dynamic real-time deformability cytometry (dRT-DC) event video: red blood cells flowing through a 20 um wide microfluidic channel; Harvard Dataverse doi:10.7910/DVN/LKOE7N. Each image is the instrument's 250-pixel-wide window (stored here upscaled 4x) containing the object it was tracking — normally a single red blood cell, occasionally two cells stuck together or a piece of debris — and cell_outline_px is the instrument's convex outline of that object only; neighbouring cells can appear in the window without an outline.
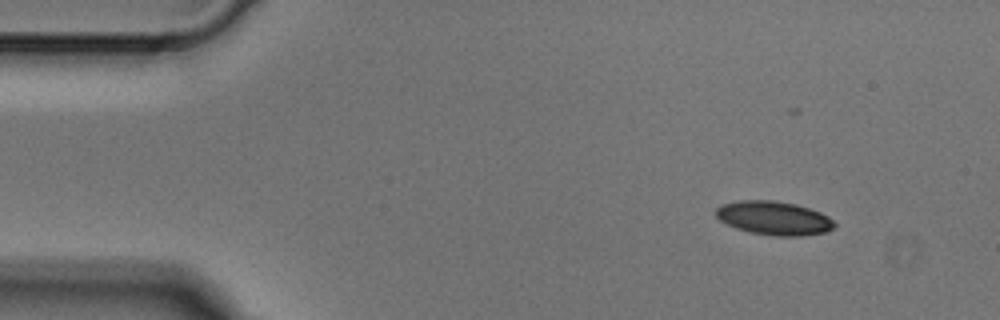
{"species": "Egyptian fruit bat (a non-hibernating species)", "species_latin": "Rousettus aegyptiacus", "temperature_condition": "cold", "stored_images_in_passage": 3, "camera_frame_rate_fps": 3000, "um_per_image_px": 0.085, "animal": {"sex": "male"}, "frame": {"image": 1, "passage_image": 1, "time_ms": 0.0, "image_size_px": [1000, 320], "cell_outline_px": [[836, 228], [824, 232], [800, 236], [776, 236], [752, 232], [736, 228], [720, 220], [716, 216], [716, 208], [720, 204], [740, 200], [772, 200], [796, 204], [820, 212], [828, 216], [836, 224]], "centroid_in_image_um": [65.79, 18.53], "position_along_channel_um": 19.2, "area_um2": 23.24}}